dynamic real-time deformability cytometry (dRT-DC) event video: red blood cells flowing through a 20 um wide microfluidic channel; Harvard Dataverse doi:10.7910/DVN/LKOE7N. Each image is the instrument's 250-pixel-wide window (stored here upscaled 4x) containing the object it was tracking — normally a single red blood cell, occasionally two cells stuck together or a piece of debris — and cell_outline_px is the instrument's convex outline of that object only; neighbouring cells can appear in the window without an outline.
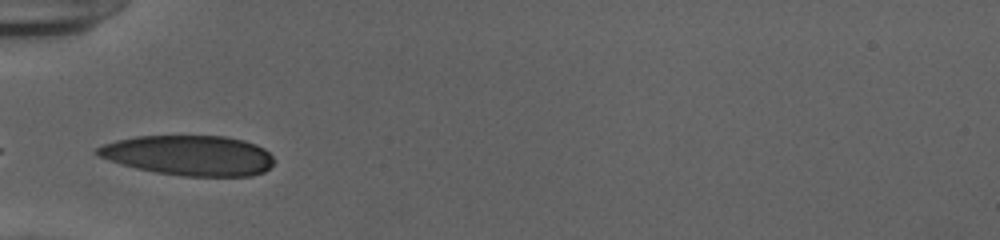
{"species": "human", "species_latin": "Homo sapiens", "temperature_condition": "cold", "stored_images_in_passage": 28, "camera_frame_rate_fps": 3000, "um_per_image_px": 0.085, "donor": {"sex": "female"}, "frame": {"image": 1, "passage_image": 1, "time_ms": 0.0, "image_size_px": [1000, 240], "cell_outline_px": [[272, 164], [264, 172], [252, 176], [180, 176], [156, 172], [136, 168], [100, 156], [92, 152], [96, 148], [104, 144], [116, 140], [136, 136], [224, 136], [244, 140], [256, 144], [264, 148], [272, 156]], "centroid_in_image_um": [16.09, 13.2], "position_along_channel_um": 68.9, "area_um2": 41.15}}
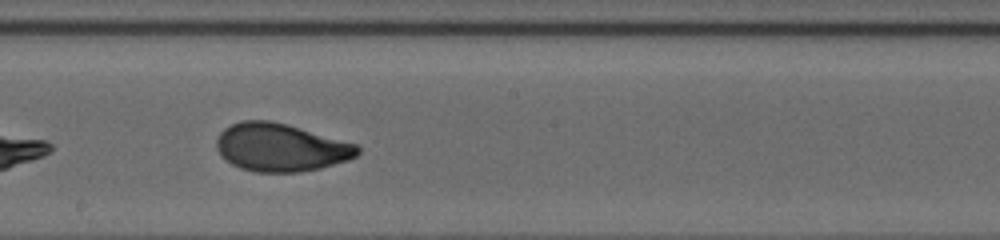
{"frame": {"image": 2, "passage_image": 13, "time_ms": 4.0, "image_size_px": [1000, 240], "cell_outline_px": [[360, 152], [356, 156], [348, 160], [320, 168], [300, 172], [256, 172], [240, 168], [232, 164], [220, 156], [216, 148], [216, 140], [220, 132], [224, 128], [240, 120], [272, 120], [288, 124], [356, 144], [360, 148]], "centroid_in_image_um": [23.83, 12.52], "position_along_channel_um": 224.4, "area_um2": 39.59}}
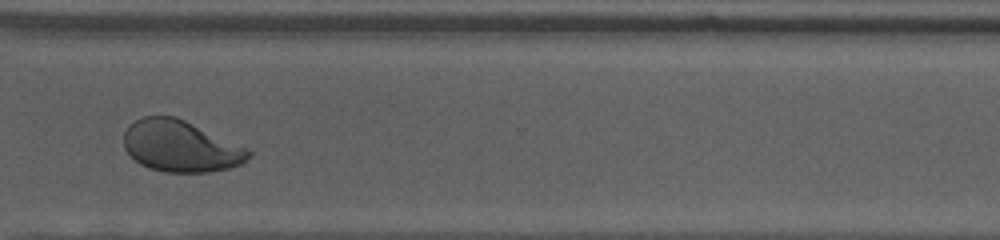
{"frame": {"image": 3, "passage_image": 23, "time_ms": 7.333, "image_size_px": [1000, 240], "cell_outline_px": [[252, 152], [240, 164], [228, 168], [208, 172], [164, 172], [148, 168], [140, 164], [124, 148], [124, 132], [136, 120], [144, 116], [176, 116], [244, 148]], "centroid_in_image_um": [15.28, 12.44], "position_along_channel_um": 355.3, "area_um2": 36.53}, "authors_computed_cell_mechanics": {"area_um2": 39.6508, "velocity_mm_per_s": 3.9255, "shape_relaxation_time_tau1_ms": 5.4546, "shape_relaxation_time_tau2_ms": 1.1631, "deformation_change_tau1": 0.2217, "deformation_change_tau2": 0.0546}}